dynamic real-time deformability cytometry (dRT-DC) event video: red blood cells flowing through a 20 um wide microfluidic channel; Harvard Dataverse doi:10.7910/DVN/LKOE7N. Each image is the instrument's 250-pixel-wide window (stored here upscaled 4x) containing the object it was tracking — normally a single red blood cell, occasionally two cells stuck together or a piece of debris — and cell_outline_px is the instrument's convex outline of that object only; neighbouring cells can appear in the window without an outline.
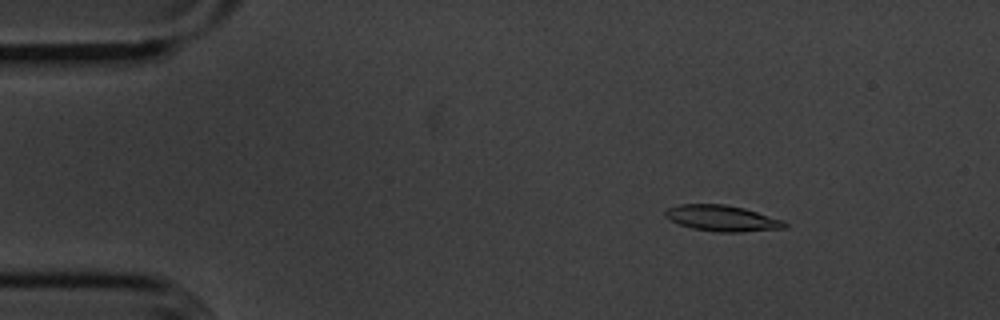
{"species": "common noctule bat (a hibernating species)", "species_latin": "Nyctalus noctula", "temperature_condition": "cold", "stored_images_in_passage": 55, "camera_frame_rate_fps": 3000, "um_per_image_px": 0.085, "animal": {"sex": "male", "body_mass_g": 20.1, "forearm_length_mm": 53.5}, "frame": {"image": 1, "passage_image": 8, "time_ms": 2.333, "image_size_px": [1000, 320], "cell_outline_px": [[788, 224], [784, 228], [740, 232], [716, 232], [692, 228], [680, 224], [664, 216], [664, 212], [668, 208], [680, 204], [724, 204], [744, 208], [784, 220]], "centroid_in_image_um": [61.39, 18.55], "position_along_channel_um": 23.6, "area_um2": 17.98}}
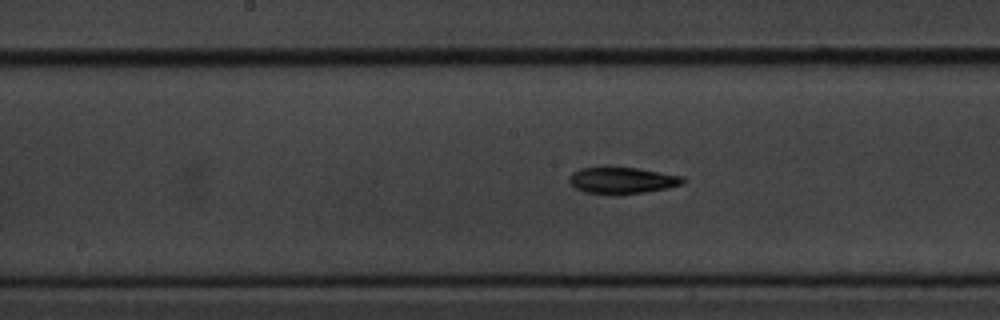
{"frame": {"image": 2, "passage_image": 28, "time_ms": 9.0, "image_size_px": [1000, 320], "cell_outline_px": [[684, 184], [668, 188], [644, 192], [584, 192], [576, 188], [568, 180], [568, 176], [572, 172], [580, 168], [608, 164], [636, 168], [684, 176]], "centroid_in_image_um": [52.86, 15.25], "position_along_channel_um": 195.3, "area_um2": 17.63}}
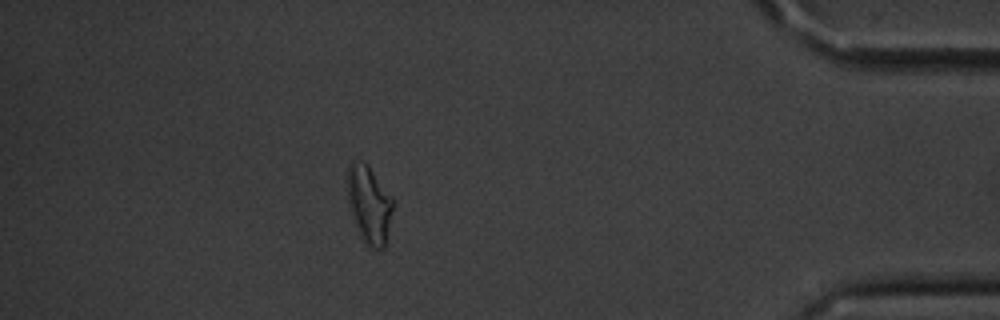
{"frame": {"image": 3, "passage_image": 49, "time_ms": 16.0, "image_size_px": [1000, 320], "cell_outline_px": [[392, 208], [384, 248], [372, 248], [364, 244], [356, 228], [352, 216], [348, 200], [348, 164], [352, 160], [360, 160], [368, 164], [392, 196]], "centroid_in_image_um": [31.35, 17.35], "position_along_channel_um": 403.8, "area_um2": 20.46}, "authors_computed_cell_mechanics": {"area_um2": 17.3978, "velocity_mm_per_s": 3.6091, "shape_relaxation_time_tau1_ms": 3.9215, "shape_relaxation_time_tau2_ms": null, "deformation_change_tau1": 0.1787, "deformation_change_tau2": null}}